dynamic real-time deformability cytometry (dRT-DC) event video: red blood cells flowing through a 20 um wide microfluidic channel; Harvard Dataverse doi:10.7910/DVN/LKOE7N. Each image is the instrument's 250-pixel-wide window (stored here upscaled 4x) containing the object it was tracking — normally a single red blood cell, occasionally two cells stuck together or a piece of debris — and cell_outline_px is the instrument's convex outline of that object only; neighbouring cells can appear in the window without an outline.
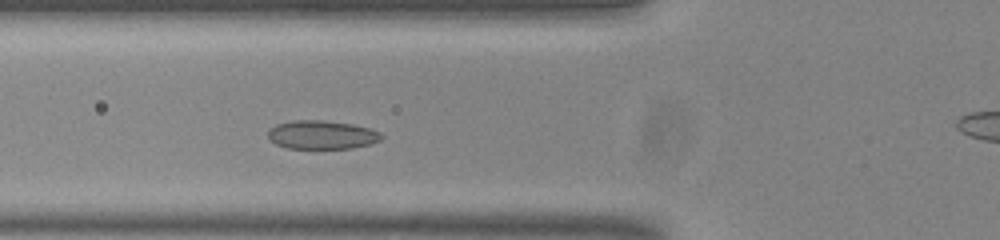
{"species": "common noctule bat (a hibernating species)", "species_latin": "Nyctalus noctula", "temperature_condition": "room temperature", "stored_images_in_passage": 47, "camera_frame_rate_fps": 3000, "um_per_image_px": 0.085, "animal": {"sex": "male", "body_mass_g": 20.0, "forearm_length_mm": 53.3}, "frame": {"image": 1, "passage_image": 12, "time_ms": 3.667, "image_size_px": [1000, 240], "cell_outline_px": [[384, 136], [380, 140], [368, 144], [352, 148], [288, 148], [276, 144], [268, 136], [268, 132], [276, 124], [292, 120], [324, 120], [352, 124], [368, 128], [380, 132]], "centroid_in_image_um": [27.36, 11.45], "position_along_channel_um": 98.4, "area_um2": 18.73}}
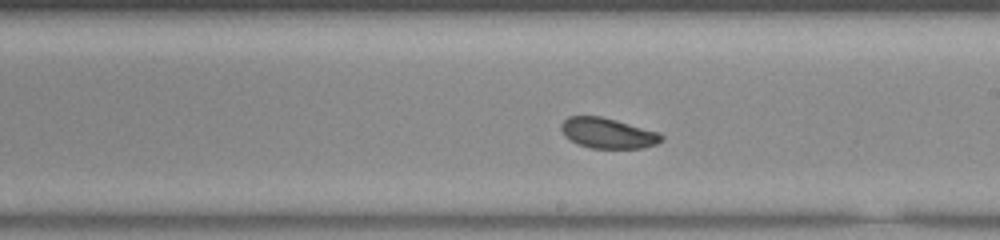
{"frame": {"image": 2, "passage_image": 23, "time_ms": 7.333, "image_size_px": [1000, 240], "cell_outline_px": [[664, 140], [656, 144], [644, 148], [588, 148], [576, 144], [568, 140], [564, 136], [560, 128], [560, 124], [568, 116], [600, 116], [616, 120], [660, 132], [664, 136]], "centroid_in_image_um": [51.65, 11.33], "position_along_channel_um": 237.3, "area_um2": 18.09}}
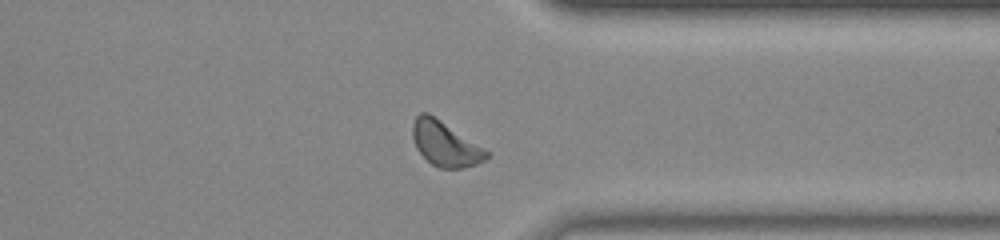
{"frame": {"image": 3, "passage_image": 34, "time_ms": 11.0, "image_size_px": [1000, 240], "cell_outline_px": [[492, 152], [484, 160], [476, 164], [464, 168], [440, 168], [432, 164], [416, 148], [412, 136], [412, 124], [416, 116], [420, 112], [428, 112]], "centroid_in_image_um": [37.86, 12.21], "position_along_channel_um": 373.5, "area_um2": 19.36}, "authors_computed_cell_mechanics": {"area_um2": 18.785, "velocity_mm_per_s": 3.7935, "shape_relaxation_time_tau1_ms": 4.3069, "shape_relaxation_time_tau2_ms": null, "deformation_change_tau1": 0.072, "deformation_change_tau2": null}}